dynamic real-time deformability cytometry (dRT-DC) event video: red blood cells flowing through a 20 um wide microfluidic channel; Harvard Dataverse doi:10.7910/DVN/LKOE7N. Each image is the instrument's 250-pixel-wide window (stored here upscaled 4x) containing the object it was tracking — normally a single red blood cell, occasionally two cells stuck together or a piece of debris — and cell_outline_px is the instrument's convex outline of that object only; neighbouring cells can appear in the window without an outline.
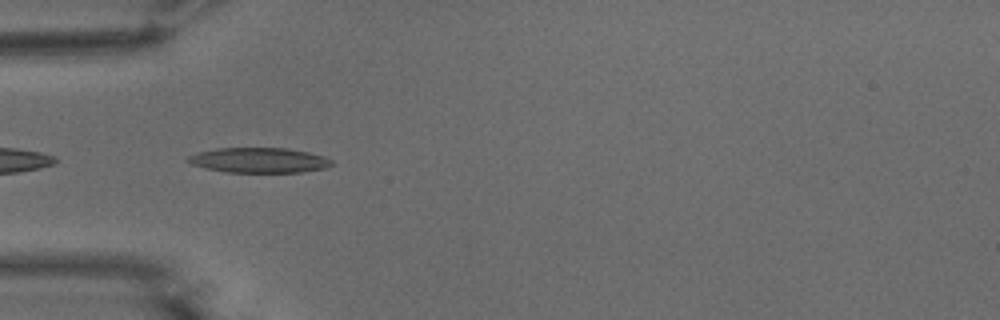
{"species": "common noctule bat (a hibernating species)", "species_latin": "Nyctalus noctula", "temperature_condition": "warm", "stored_images_in_passage": 11, "camera_frame_rate_fps": 3000, "um_per_image_px": 0.085, "animal": {"sex": "male", "body_mass_g": 15.6}, "frame": {"image": 1, "passage_image": 2, "time_ms": 0.333, "image_size_px": [1000, 320], "cell_outline_px": [[332, 164], [324, 168], [300, 172], [224, 172], [192, 164], [184, 160], [188, 156], [196, 152], [216, 148], [288, 148], [308, 152], [324, 156], [332, 160]], "centroid_in_image_um": [21.98, 13.61], "position_along_channel_um": 63.0, "area_um2": 20.98}}